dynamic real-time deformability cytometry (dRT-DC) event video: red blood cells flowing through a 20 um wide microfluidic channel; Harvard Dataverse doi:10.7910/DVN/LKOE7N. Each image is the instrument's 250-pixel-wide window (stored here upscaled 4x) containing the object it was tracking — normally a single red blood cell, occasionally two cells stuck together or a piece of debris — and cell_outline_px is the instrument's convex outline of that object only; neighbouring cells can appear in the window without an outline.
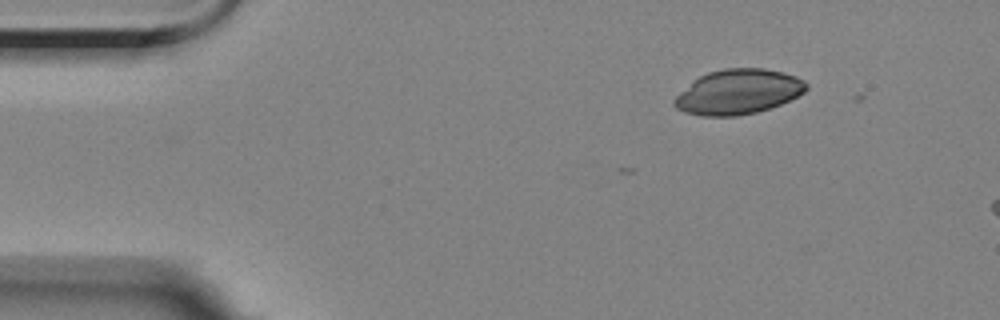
{"species": "Egyptian fruit bat (a non-hibernating species)", "species_latin": "Rousettus aegyptiacus", "temperature_condition": "room temperature", "stored_images_in_passage": 2, "camera_frame_rate_fps": 3000, "um_per_image_px": 0.085, "animal": {"sex": "female"}, "frame": {"image": 1, "passage_image": 1, "time_ms": 0.0, "image_size_px": [1000, 320], "cell_outline_px": [[808, 88], [804, 92], [780, 104], [756, 112], [736, 116], [700, 116], [684, 112], [676, 108], [672, 104], [672, 100], [692, 80], [708, 72], [724, 68], [764, 68], [784, 72], [796, 76], [804, 80], [808, 84]], "centroid_in_image_um": [62.72, 7.8], "position_along_channel_um": 22.3, "area_um2": 34.62}}